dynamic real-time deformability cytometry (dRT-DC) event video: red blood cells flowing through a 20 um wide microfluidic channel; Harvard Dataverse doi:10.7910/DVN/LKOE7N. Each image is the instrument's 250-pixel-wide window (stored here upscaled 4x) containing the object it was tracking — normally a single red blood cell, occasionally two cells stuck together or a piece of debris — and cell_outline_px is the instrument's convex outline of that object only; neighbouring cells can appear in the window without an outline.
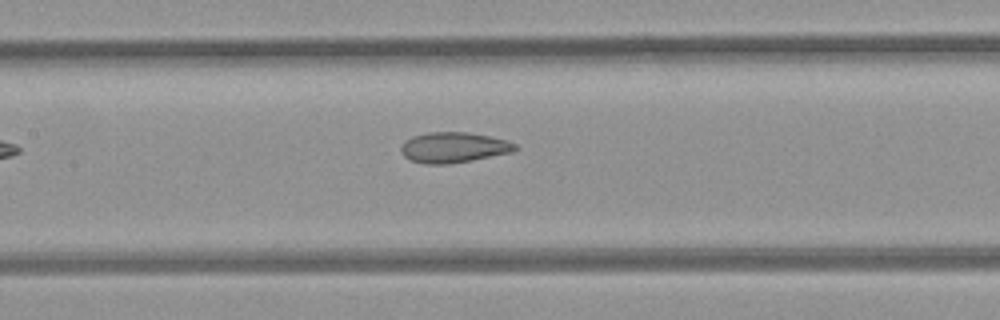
{"species": "common noctule bat (a hibernating species)", "species_latin": "Nyctalus noctula", "temperature_condition": "room temperature", "stored_images_in_passage": 7, "camera_frame_rate_fps": 3000, "um_per_image_px": 0.085, "animal": {"sex": "female", "body_mass_g": 21.9}, "frame": {"image": 1, "passage_image": 7, "time_ms": 2.0, "image_size_px": [1000, 320], "cell_outline_px": [[520, 148], [512, 152], [472, 160], [448, 164], [424, 164], [408, 160], [400, 152], [400, 148], [404, 140], [412, 136], [428, 132], [468, 132], [508, 140], [516, 144]], "centroid_in_image_um": [38.53, 12.53], "position_along_channel_um": 168.9, "area_um2": 20.52}}